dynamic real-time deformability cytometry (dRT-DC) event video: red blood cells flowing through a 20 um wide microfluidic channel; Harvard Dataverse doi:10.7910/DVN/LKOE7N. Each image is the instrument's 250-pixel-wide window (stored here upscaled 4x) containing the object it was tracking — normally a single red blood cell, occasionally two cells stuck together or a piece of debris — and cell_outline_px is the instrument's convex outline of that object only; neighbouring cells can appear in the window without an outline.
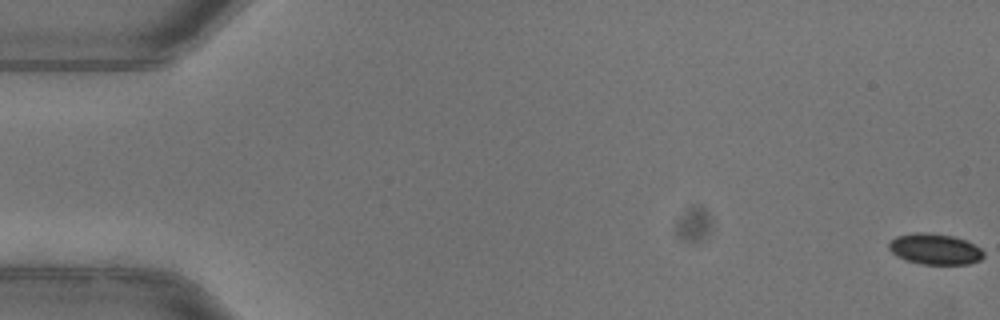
{"species": "common noctule bat (a hibernating species)", "species_latin": "Nyctalus noctula", "temperature_condition": "warm", "stored_images_in_passage": 15, "camera_frame_rate_fps": 3000, "um_per_image_px": 0.085, "animal": {"sex": "female"}, "frame": {"image": 1, "passage_image": 1, "time_ms": 0.0, "image_size_px": [1000, 320], "cell_outline_px": [[984, 256], [980, 260], [968, 264], [920, 264], [896, 256], [888, 248], [888, 244], [896, 236], [916, 232], [924, 232], [952, 236], [964, 240], [980, 248], [984, 252]], "centroid_in_image_um": [79.45, 21.17], "position_along_channel_um": 5.5, "area_um2": 16.88}}